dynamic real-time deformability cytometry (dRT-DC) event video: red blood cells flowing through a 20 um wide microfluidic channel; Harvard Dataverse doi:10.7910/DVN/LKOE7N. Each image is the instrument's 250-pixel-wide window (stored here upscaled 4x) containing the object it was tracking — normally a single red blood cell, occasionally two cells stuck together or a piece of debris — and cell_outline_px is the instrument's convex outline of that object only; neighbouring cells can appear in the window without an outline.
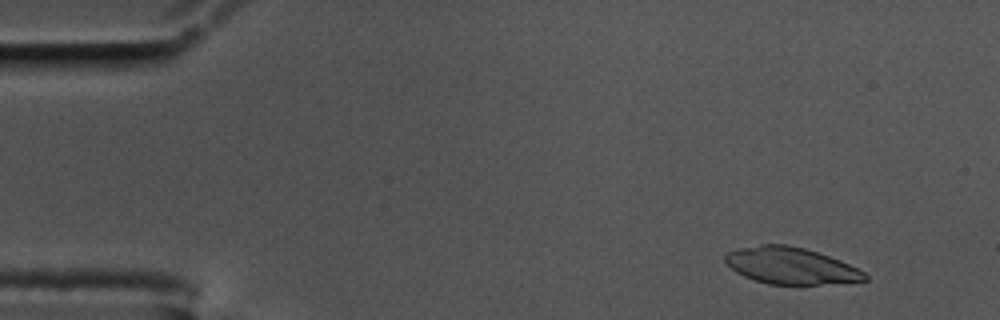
{"species": "common noctule bat (a hibernating species)", "species_latin": "Nyctalus noctula", "temperature_condition": "cold", "stored_images_in_passage": 57, "camera_frame_rate_fps": 3000, "um_per_image_px": 0.085, "animal": {"sex": "male", "body_mass_g": 17.5, "forearm_length_mm": 52.3}, "frame": {"image": 1, "passage_image": 5, "time_ms": 1.333, "image_size_px": [1000, 320], "cell_outline_px": [[868, 280], [820, 284], [768, 284], [744, 276], [736, 272], [724, 260], [724, 256], [728, 252], [736, 248], [760, 244], [788, 244], [804, 248], [840, 260], [864, 272], [868, 276]], "centroid_in_image_um": [67.18, 22.57], "position_along_channel_um": 17.8, "area_um2": 29.59}}